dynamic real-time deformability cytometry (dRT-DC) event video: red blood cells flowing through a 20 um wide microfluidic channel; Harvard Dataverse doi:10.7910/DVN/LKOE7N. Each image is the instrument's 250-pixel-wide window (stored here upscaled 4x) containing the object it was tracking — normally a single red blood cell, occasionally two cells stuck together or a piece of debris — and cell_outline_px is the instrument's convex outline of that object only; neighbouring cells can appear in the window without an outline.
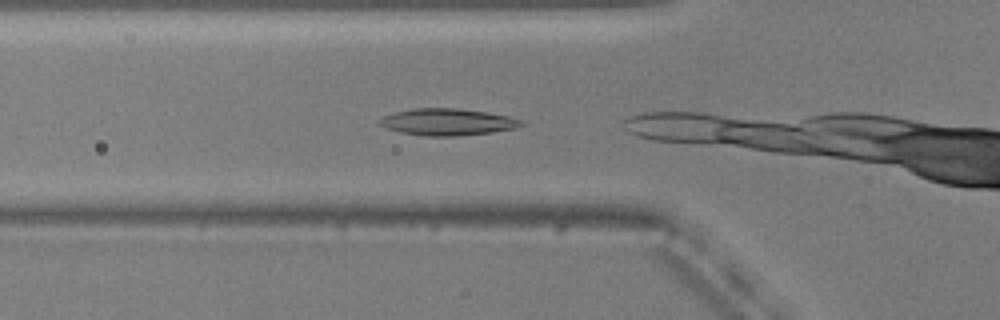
{"species": "common noctule bat (a hibernating species)", "species_latin": "Nyctalus noctula", "temperature_condition": "warm", "stored_images_in_passage": 5, "camera_frame_rate_fps": 3000, "um_per_image_px": 0.085, "animal": {"sex": "male", "body_mass_g": 20.5, "forearm_length_mm": 52.5}, "frame": {"image": 1, "passage_image": 2, "time_ms": 0.333, "image_size_px": [1000, 320], "cell_outline_px": [[528, 124], [516, 128], [492, 132], [456, 136], [428, 136], [400, 132], [376, 124], [376, 120], [384, 116], [396, 112], [412, 108], [456, 108], [488, 112], [508, 116], [520, 120]], "centroid_in_image_um": [38.03, 10.36], "position_along_channel_um": 87.8, "area_um2": 22.2}}